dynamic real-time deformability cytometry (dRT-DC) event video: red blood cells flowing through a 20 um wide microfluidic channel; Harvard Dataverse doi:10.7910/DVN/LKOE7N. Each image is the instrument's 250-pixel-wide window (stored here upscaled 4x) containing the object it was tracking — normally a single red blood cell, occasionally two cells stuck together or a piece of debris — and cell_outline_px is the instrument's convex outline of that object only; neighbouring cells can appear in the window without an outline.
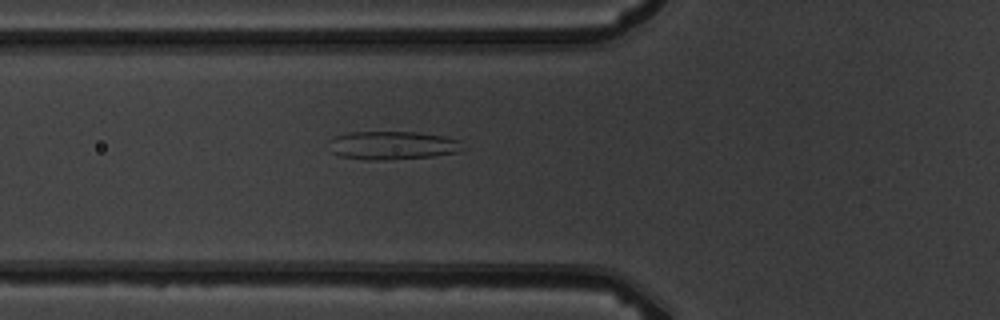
{"species": "common noctule bat (a hibernating species)", "species_latin": "Nyctalus noctula", "temperature_condition": "warm", "stored_images_in_passage": 6, "camera_frame_rate_fps": 3000, "um_per_image_px": 0.085, "animal": {"sex": "male", "body_mass_g": 19.5, "forearm_length_mm": 54.6}, "frame": {"image": 1, "passage_image": 6, "time_ms": 6.667, "image_size_px": [1000, 320], "cell_outline_px": [[468, 148], [456, 152], [432, 156], [384, 160], [368, 160], [340, 156], [332, 152], [328, 140], [336, 136], [348, 132], [416, 132], [444, 136], [460, 140]], "centroid_in_image_um": [33.39, 12.35], "position_along_channel_um": 92.4, "area_um2": 22.25}}